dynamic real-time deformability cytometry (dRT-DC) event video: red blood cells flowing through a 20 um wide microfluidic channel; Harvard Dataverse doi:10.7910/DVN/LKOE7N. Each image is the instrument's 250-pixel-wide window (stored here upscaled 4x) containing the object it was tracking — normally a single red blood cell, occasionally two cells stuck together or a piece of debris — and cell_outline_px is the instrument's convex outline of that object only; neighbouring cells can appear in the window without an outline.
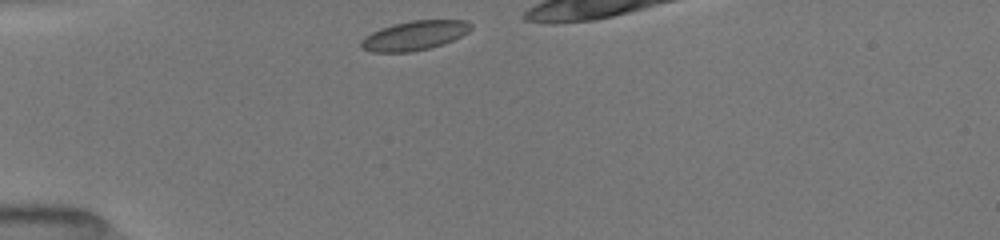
{"species": "common noctule bat (a hibernating species)", "species_latin": "Nyctalus noctula", "temperature_condition": "room temperature", "stored_images_in_passage": 13, "camera_frame_rate_fps": 3000, "um_per_image_px": 0.085, "animal": {"sex": "female", "body_mass_g": 19.5, "forearm_length_mm": 54.1}, "frame": {"image": 1, "passage_image": 1, "time_ms": 0.0, "image_size_px": [1000, 240], "cell_outline_px": [[472, 28], [468, 32], [444, 44], [412, 52], [372, 52], [360, 48], [360, 40], [364, 36], [380, 28], [392, 24], [412, 20], [464, 20], [472, 24]], "centroid_in_image_um": [35.19, 3.02], "position_along_channel_um": 49.8, "area_um2": 18.9}}
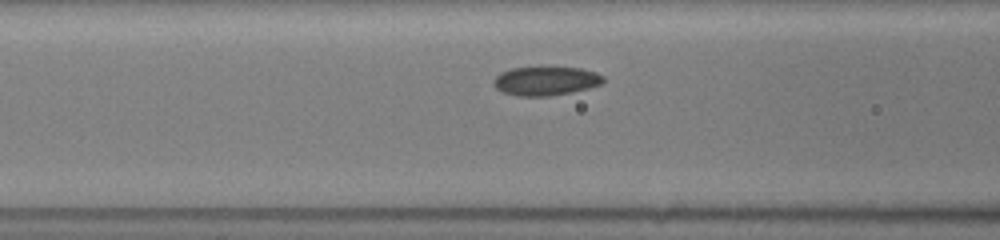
{"frame": {"image": 2, "passage_image": 8, "time_ms": 2.333, "image_size_px": [1000, 240], "cell_outline_px": [[604, 80], [600, 84], [588, 88], [572, 92], [548, 96], [516, 96], [504, 92], [496, 88], [492, 84], [492, 80], [500, 72], [512, 68], [580, 68], [596, 72], [604, 76]], "centroid_in_image_um": [46.36, 6.89], "position_along_channel_um": 120.2, "area_um2": 18.32}}
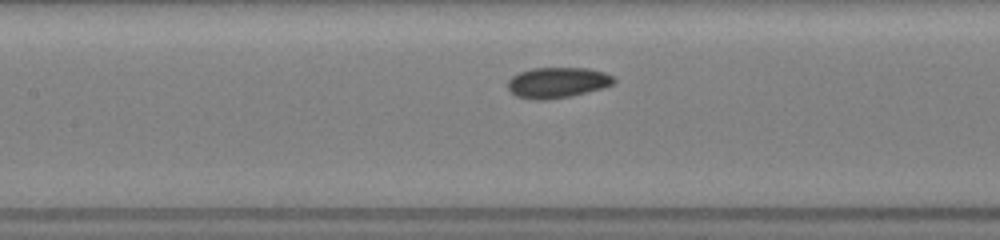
{"frame": {"image": 3, "passage_image": 11, "time_ms": 3.333, "image_size_px": [1000, 240], "cell_outline_px": [[616, 80], [612, 84], [604, 88], [572, 96], [548, 100], [532, 100], [516, 96], [508, 88], [508, 80], [512, 76], [520, 72], [532, 68], [588, 68], [604, 72], [612, 76]], "centroid_in_image_um": [47.38, 7.03], "position_along_channel_um": 160.0, "area_um2": 19.07}}